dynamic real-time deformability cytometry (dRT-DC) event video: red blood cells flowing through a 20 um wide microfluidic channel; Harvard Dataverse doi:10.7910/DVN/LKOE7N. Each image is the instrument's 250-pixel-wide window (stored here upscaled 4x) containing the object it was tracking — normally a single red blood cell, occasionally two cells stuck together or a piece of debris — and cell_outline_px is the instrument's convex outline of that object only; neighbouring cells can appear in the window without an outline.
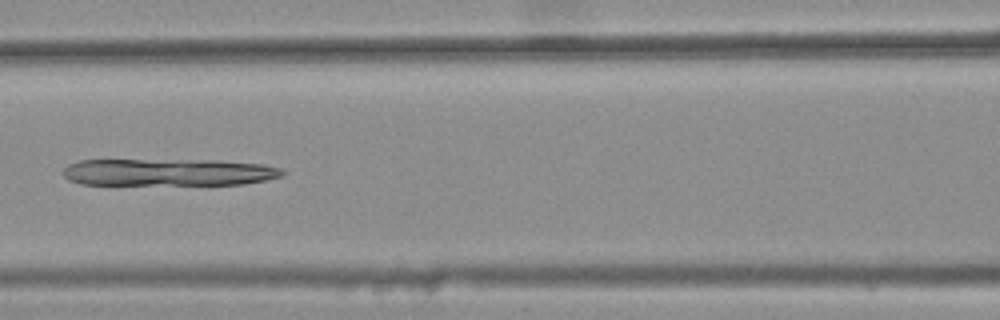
{"species": "common noctule bat (a hibernating species)", "species_latin": "Nyctalus noctula", "temperature_condition": "warm", "stored_images_in_passage": 45, "camera_frame_rate_fps": 3000, "um_per_image_px": 0.085, "animal": {"sex": "female", "body_mass_g": 25.1}, "frame": {"image": 1, "passage_image": 23, "time_ms": 7.333, "image_size_px": [1000, 320], "cell_outline_px": [[288, 172], [284, 176], [244, 184], [80, 184], [68, 180], [64, 176], [64, 168], [68, 164], [80, 160], [216, 160], [264, 164], [280, 168]], "centroid_in_image_um": [14.36, 14.63], "position_along_channel_um": 152.2, "area_um2": 34.74}}